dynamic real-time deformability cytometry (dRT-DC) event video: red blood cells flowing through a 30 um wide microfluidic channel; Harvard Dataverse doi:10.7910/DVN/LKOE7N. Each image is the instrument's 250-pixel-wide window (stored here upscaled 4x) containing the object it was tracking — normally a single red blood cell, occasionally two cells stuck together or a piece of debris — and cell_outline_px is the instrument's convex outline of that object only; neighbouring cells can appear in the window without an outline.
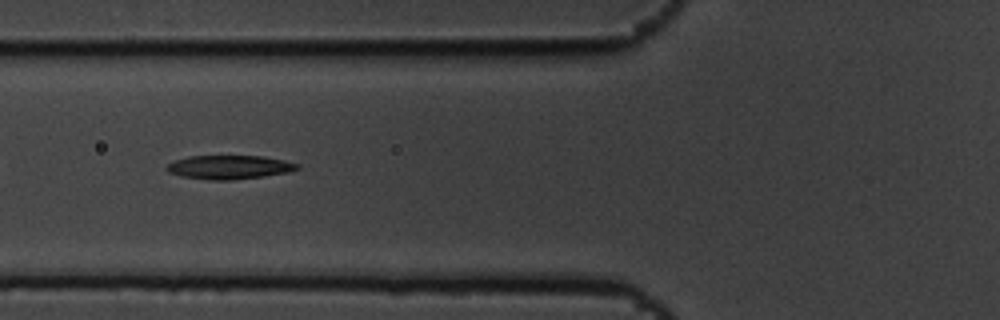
{"species": "common noctule bat (a hibernating species)", "species_latin": "Nyctalus noctula", "temperature_condition": "cold", "stored_images_in_passage": 8, "camera_frame_rate_fps": 3000, "um_per_image_px": 0.085, "animal": {"sex": "male", "body_mass_g": 19.5, "forearm_length_mm": 54.6}, "frame": {"image": 1, "passage_image": 6, "time_ms": 1.667, "image_size_px": [1000, 320], "cell_outline_px": [[300, 168], [288, 172], [264, 176], [232, 180], [212, 180], [180, 176], [168, 172], [164, 168], [172, 160], [188, 156], [264, 156], [284, 160], [300, 164]], "centroid_in_image_um": [19.46, 14.2], "position_along_channel_um": 106.3, "area_um2": 18.26}}
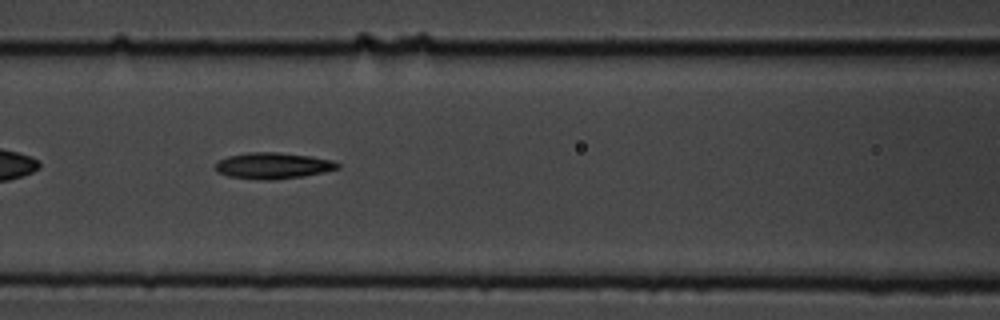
{"frame": {"image": 2, "passage_image": 7, "time_ms": 2.0, "image_size_px": [1000, 320], "cell_outline_px": [[340, 168], [300, 176], [272, 180], [264, 180], [228, 176], [216, 172], [216, 164], [220, 160], [228, 156], [248, 152], [276, 152], [308, 156], [332, 160], [340, 164]], "centroid_in_image_um": [23.17, 14.08], "position_along_channel_um": 143.4, "area_um2": 18.32}}
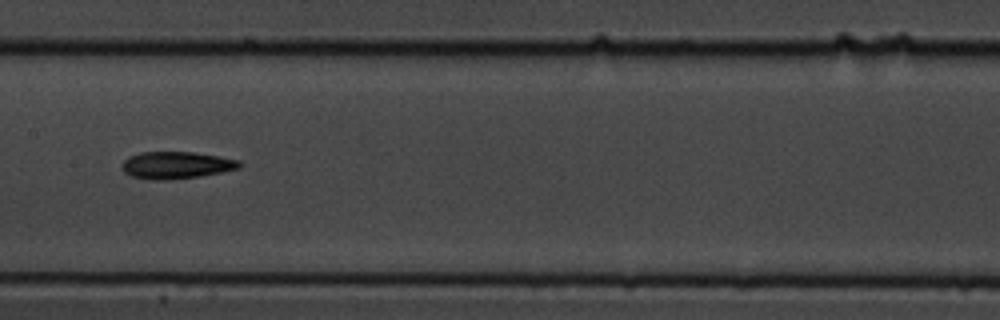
{"frame": {"image": 3, "passage_image": 8, "time_ms": 2.333, "image_size_px": [1000, 320], "cell_outline_px": [[244, 164], [240, 168], [200, 176], [164, 180], [156, 180], [132, 176], [124, 172], [120, 168], [124, 160], [128, 156], [140, 152], [192, 152], [220, 156], [240, 160]], "centroid_in_image_um": [14.99, 14.03], "position_along_channel_um": 192.4, "area_um2": 18.61}}